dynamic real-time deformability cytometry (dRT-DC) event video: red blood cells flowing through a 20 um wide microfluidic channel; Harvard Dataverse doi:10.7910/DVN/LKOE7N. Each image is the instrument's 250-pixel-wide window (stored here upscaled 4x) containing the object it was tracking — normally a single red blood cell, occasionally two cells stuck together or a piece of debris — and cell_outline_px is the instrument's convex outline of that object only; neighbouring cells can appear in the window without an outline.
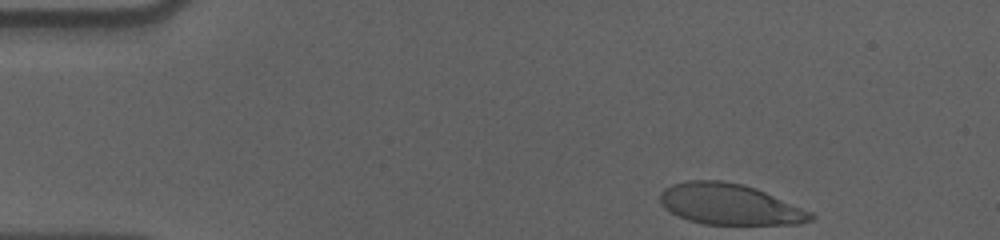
{"species": "human", "species_latin": "Homo sapiens", "temperature_condition": "cold", "stored_images_in_passage": 41, "camera_frame_rate_fps": 3000, "um_per_image_px": 0.085, "donor": {"sex": "male"}, "frame": {"image": 1, "passage_image": 1, "time_ms": 0.0, "image_size_px": [1000, 240], "cell_outline_px": [[816, 216], [812, 220], [800, 224], [704, 224], [688, 220], [664, 208], [660, 204], [660, 192], [664, 188], [672, 184], [688, 180], [720, 180], [744, 184], [756, 188], [812, 212]], "centroid_in_image_um": [62.02, 17.36], "position_along_channel_um": 23.0, "area_um2": 35.95}}
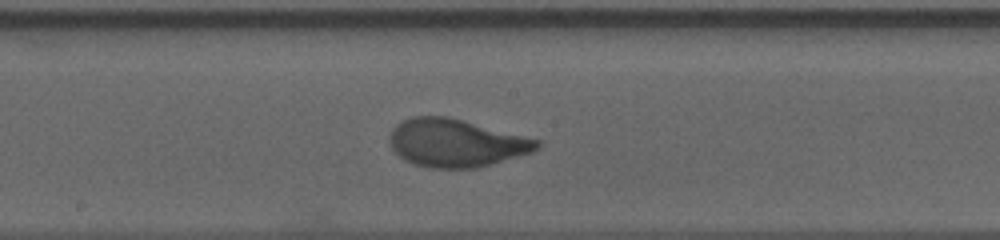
{"frame": {"image": 2, "passage_image": 24, "time_ms": 7.667, "image_size_px": [1000, 240], "cell_outline_px": [[540, 144], [532, 152], [492, 164], [476, 168], [428, 168], [412, 164], [404, 160], [392, 148], [388, 140], [388, 136], [392, 128], [396, 124], [412, 116], [448, 116], [540, 140]], "centroid_in_image_um": [38.71, 12.15], "position_along_channel_um": 209.5, "area_um2": 41.15}}
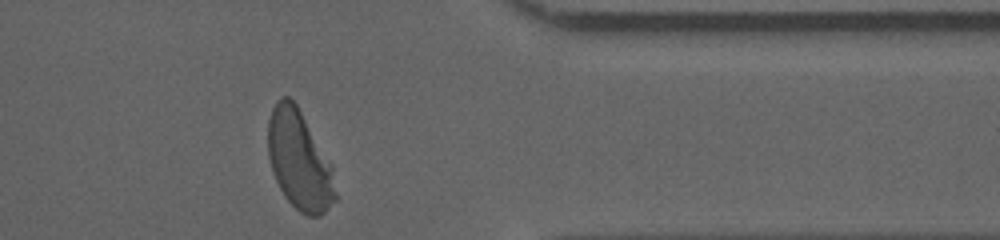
{"frame": {"image": 3, "passage_image": 40, "time_ms": 13.0, "image_size_px": [1000, 240], "cell_outline_px": [[336, 200], [320, 216], [308, 216], [300, 212], [284, 196], [276, 180], [268, 156], [268, 120], [272, 108], [276, 100], [280, 96], [288, 96], [296, 104], [332, 164], [336, 196]], "centroid_in_image_um": [25.44, 13.61], "position_along_channel_um": 386.0, "area_um2": 38.78}, "authors_computed_cell_mechanics": {"area_um2": 39.9976, "velocity_mm_per_s": 3.5637, "shape_relaxation_time_tau1_ms": 3.5689, "shape_relaxation_time_tau2_ms": null, "deformation_change_tau1": 0.1803, "deformation_change_tau2": null}}